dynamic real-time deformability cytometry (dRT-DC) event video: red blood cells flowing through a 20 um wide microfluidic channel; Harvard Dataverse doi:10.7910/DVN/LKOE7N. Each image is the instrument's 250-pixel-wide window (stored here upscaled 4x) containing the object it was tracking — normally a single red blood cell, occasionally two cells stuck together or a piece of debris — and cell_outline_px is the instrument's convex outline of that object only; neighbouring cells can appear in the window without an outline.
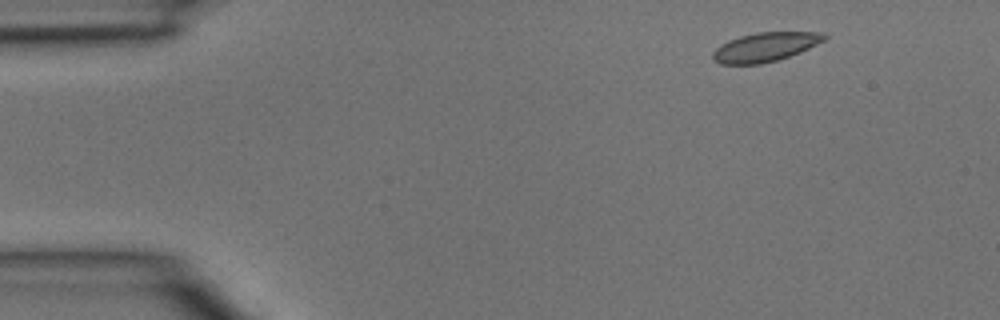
{"species": "common noctule bat (a hibernating species)", "species_latin": "Nyctalus noctula", "temperature_condition": "room temperature", "stored_images_in_passage": 3, "camera_frame_rate_fps": 3000, "um_per_image_px": 0.085, "animal": {"sex": "male", "body_mass_g": 15.6}, "frame": {"image": 1, "passage_image": 1, "time_ms": 0.0, "image_size_px": [1000, 320], "cell_outline_px": [[828, 36], [824, 40], [800, 52], [776, 60], [760, 64], [720, 64], [712, 60], [712, 52], [720, 44], [728, 40], [740, 36], [756, 32], [824, 32]], "centroid_in_image_um": [65.0, 3.99], "position_along_channel_um": 20.0, "area_um2": 18.9}}
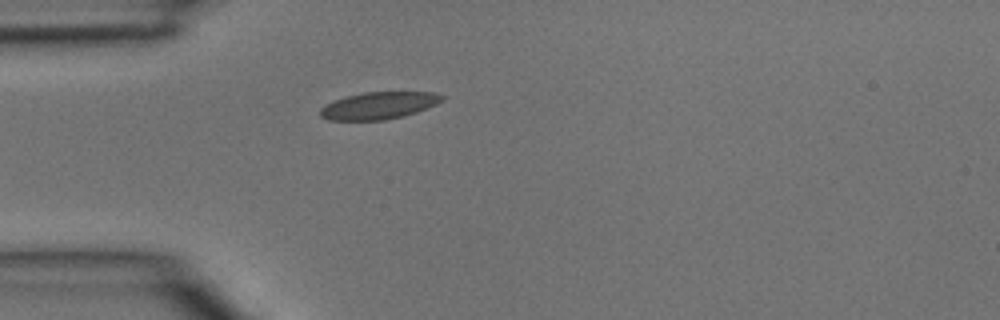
{"frame": {"image": 2, "passage_image": 3, "time_ms": 0.667, "image_size_px": [1000, 320], "cell_outline_px": [[444, 96], [436, 104], [416, 112], [404, 116], [384, 120], [328, 120], [320, 116], [320, 108], [324, 104], [344, 96], [364, 92], [432, 92]], "centroid_in_image_um": [32.13, 8.97], "position_along_channel_um": 52.9, "area_um2": 19.25}}